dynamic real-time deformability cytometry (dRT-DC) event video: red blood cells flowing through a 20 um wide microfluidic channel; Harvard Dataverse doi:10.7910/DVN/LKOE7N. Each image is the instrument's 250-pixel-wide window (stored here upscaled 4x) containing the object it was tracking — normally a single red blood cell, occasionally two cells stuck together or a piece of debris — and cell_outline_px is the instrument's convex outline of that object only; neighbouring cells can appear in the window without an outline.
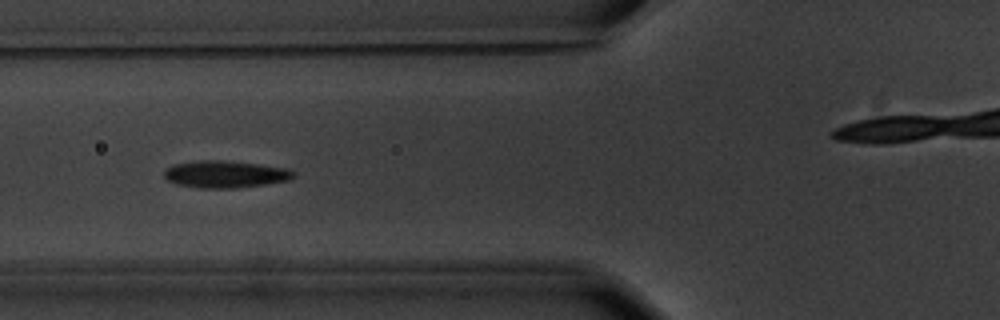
{"species": "common noctule bat (a hibernating species)", "species_latin": "Nyctalus noctula", "temperature_condition": "warm", "stored_images_in_passage": 10, "camera_frame_rate_fps": 3000, "um_per_image_px": 0.085, "animal": {"sex": "male", "body_mass_g": 20.1, "forearm_length_mm": 53.5}, "frame": {"image": 1, "passage_image": 4, "time_ms": 3.667, "image_size_px": [1000, 320], "cell_outline_px": [[296, 176], [288, 180], [264, 184], [236, 188], [200, 188], [176, 184], [168, 180], [164, 176], [164, 172], [168, 168], [176, 164], [196, 160], [220, 160], [256, 164], [288, 168], [296, 172]], "centroid_in_image_um": [19.16, 14.81], "position_along_channel_um": 106.6, "area_um2": 20.29}}